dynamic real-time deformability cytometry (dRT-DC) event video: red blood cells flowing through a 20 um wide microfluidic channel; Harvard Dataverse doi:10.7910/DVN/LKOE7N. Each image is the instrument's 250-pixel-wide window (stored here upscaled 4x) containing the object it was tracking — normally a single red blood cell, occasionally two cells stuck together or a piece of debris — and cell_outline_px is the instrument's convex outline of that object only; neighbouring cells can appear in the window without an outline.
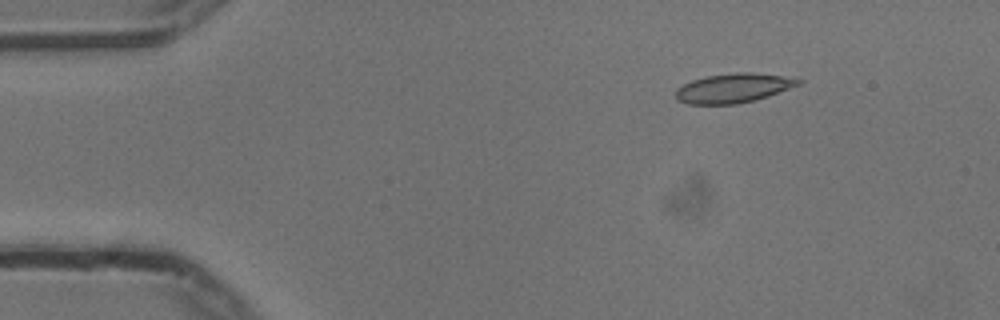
{"species": "common noctule bat (a hibernating species)", "species_latin": "Nyctalus noctula", "temperature_condition": "cold", "stored_images_in_passage": 49, "camera_frame_rate_fps": 3000, "um_per_image_px": 0.085, "animal": {"sex": "male", "body_mass_g": 13.3}, "frame": {"image": 1, "passage_image": 2, "time_ms": 0.333, "image_size_px": [1000, 320], "cell_outline_px": [[804, 80], [800, 84], [768, 96], [736, 104], [688, 104], [676, 100], [676, 88], [692, 80], [708, 76], [736, 72], [752, 72], [784, 76]], "centroid_in_image_um": [62.32, 7.48], "position_along_channel_um": 22.7, "area_um2": 20.81}}
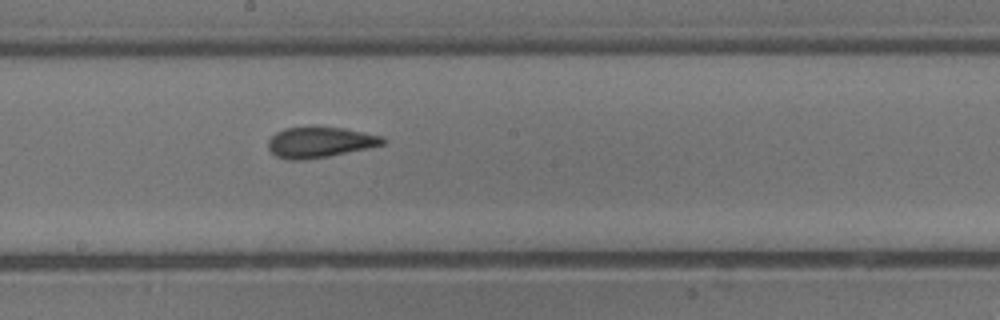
{"frame": {"image": 2, "passage_image": 24, "time_ms": 7.667, "image_size_px": [1000, 320], "cell_outline_px": [[388, 140], [384, 144], [368, 148], [328, 156], [304, 160], [288, 160], [276, 156], [268, 148], [268, 140], [276, 132], [284, 128], [344, 128], [384, 136]], "centroid_in_image_um": [27.21, 12.1], "position_along_channel_um": 221.0, "area_um2": 20.29}}
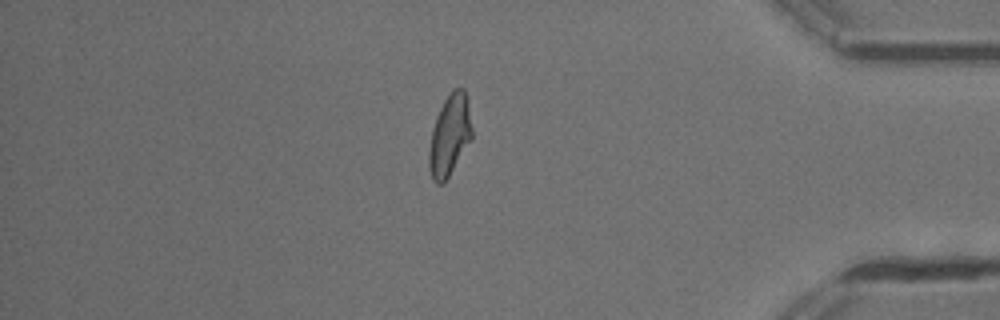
{"frame": {"image": 3, "passage_image": 41, "time_ms": 13.333, "image_size_px": [1000, 320], "cell_outline_px": [[472, 140], [444, 184], [436, 184], [432, 180], [428, 168], [428, 152], [432, 128], [436, 116], [444, 100], [452, 88], [464, 88], [468, 100], [472, 128]], "centroid_in_image_um": [38.22, 11.52], "position_along_channel_um": 397.0, "area_um2": 20.81}, "authors_computed_cell_mechanics": {"area_um2": 20.7502, "velocity_mm_per_s": 3.7382, "shape_relaxation_time_tau1_ms": 9.095, "shape_relaxation_time_tau2_ms": 1.6483, "deformation_change_tau1": 0.2011, "deformation_change_tau2": 0.0593}}